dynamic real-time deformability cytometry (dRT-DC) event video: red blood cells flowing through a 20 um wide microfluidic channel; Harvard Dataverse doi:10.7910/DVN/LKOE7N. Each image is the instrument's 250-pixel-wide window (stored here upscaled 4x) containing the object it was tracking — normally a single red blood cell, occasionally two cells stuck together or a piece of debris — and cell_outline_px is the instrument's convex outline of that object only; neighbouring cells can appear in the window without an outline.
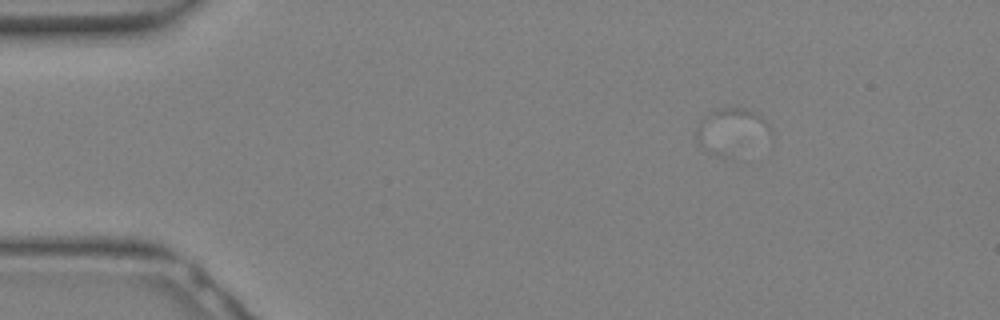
{"species": "Egyptian fruit bat (a non-hibernating species)", "species_latin": "Rousettus aegyptiacus", "temperature_condition": "warm", "stored_images_in_passage": 1, "camera_frame_rate_fps": 3000, "um_per_image_px": 0.085, "animal": {"sex": "female"}, "frame": {"image": 1, "passage_image": 1, "time_ms": 0.0, "image_size_px": [1000, 320], "cell_outline_px": [[772, 132], [736, 160], [732, 160], [716, 156], [704, 148], [700, 144], [696, 136], [696, 132], [700, 120], [708, 112], [720, 108], [744, 108], [756, 112], [768, 120]], "centroid_in_image_um": [62.2, 11.19], "position_along_channel_um": 22.8, "area_um2": 20.46}}